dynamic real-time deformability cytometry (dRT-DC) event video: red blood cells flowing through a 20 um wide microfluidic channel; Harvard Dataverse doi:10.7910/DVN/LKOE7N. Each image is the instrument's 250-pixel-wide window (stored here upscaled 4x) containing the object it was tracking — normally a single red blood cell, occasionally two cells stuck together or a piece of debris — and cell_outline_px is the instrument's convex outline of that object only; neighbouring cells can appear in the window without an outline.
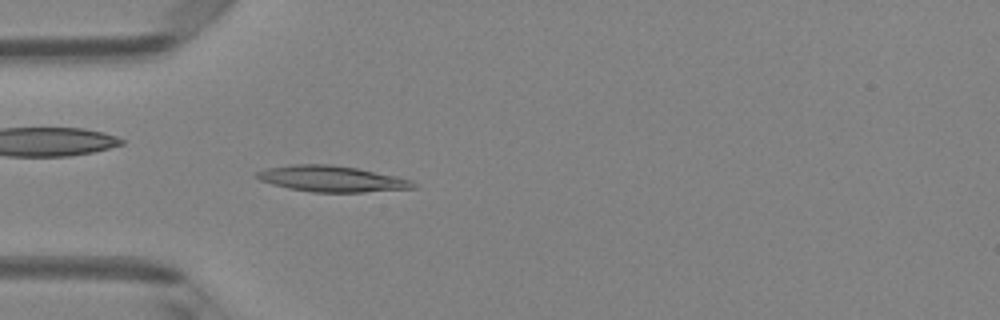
{"species": "Egyptian fruit bat (a non-hibernating species)", "species_latin": "Rousettus aegyptiacus", "temperature_condition": "room temperature", "stored_images_in_passage": 5, "camera_frame_rate_fps": 3000, "um_per_image_px": 0.085, "animal": {"sex": "female"}, "frame": {"image": 1, "passage_image": 5, "time_ms": 1.333, "image_size_px": [1000, 320], "cell_outline_px": [[416, 188], [364, 192], [312, 192], [288, 188], [272, 184], [260, 180], [252, 176], [256, 172], [268, 168], [292, 164], [328, 164], [356, 168], [396, 176], [412, 180], [416, 184]], "centroid_in_image_um": [28.18, 15.2], "position_along_channel_um": 56.8, "area_um2": 23.7}}